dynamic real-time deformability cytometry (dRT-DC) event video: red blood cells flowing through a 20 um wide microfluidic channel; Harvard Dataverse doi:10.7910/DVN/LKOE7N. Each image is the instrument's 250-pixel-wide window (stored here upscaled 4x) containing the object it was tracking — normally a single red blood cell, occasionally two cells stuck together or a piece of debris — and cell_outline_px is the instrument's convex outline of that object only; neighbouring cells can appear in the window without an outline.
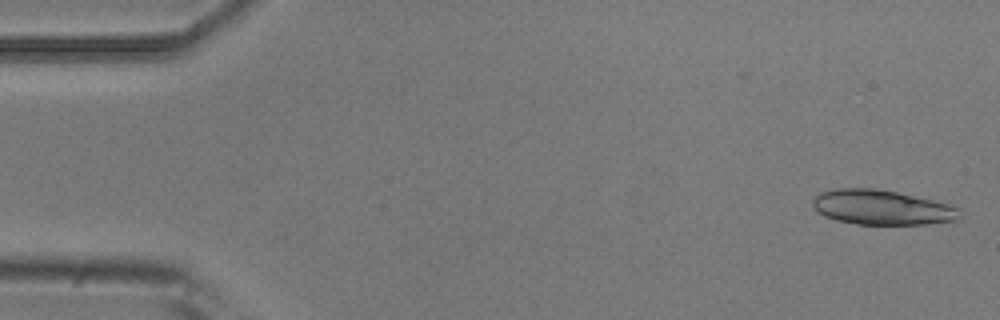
{"species": "common noctule bat (a hibernating species)", "species_latin": "Nyctalus noctula", "temperature_condition": "room temperature", "stored_images_in_passage": 4, "camera_frame_rate_fps": 3000, "um_per_image_px": 0.085, "animal": {"sex": "male", "body_mass_g": 20.5, "forearm_length_mm": 52.5}, "frame": {"image": 1, "passage_image": 1, "time_ms": 0.0, "image_size_px": [1000, 320], "cell_outline_px": [[964, 216], [960, 220], [928, 224], [856, 224], [836, 220], [824, 216], [812, 204], [812, 200], [820, 192], [836, 188], [876, 188], [896, 192], [952, 204], [960, 208]], "centroid_in_image_um": [75.04, 17.63], "position_along_channel_um": 10.0, "area_um2": 30.11}}